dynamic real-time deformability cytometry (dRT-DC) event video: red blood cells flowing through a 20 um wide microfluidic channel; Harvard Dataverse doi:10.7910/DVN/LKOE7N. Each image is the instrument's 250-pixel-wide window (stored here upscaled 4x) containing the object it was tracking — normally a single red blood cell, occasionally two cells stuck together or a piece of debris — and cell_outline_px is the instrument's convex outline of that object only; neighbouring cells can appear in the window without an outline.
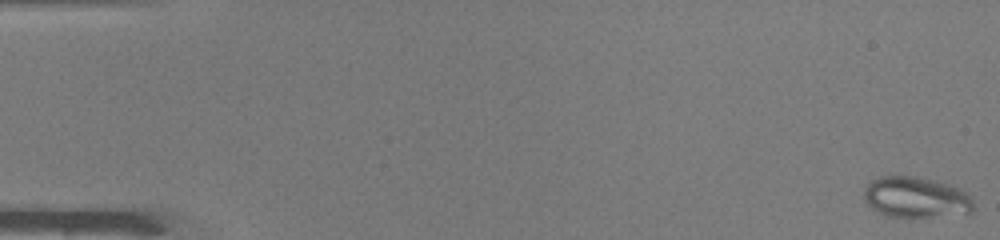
{"species": "common noctule bat (a hibernating species)", "species_latin": "Nyctalus noctula", "temperature_condition": "warm", "stored_images_in_passage": 51, "camera_frame_rate_fps": 3000, "um_per_image_px": 0.085, "animal": {"sex": "male", "body_mass_g": 19.0, "forearm_length_mm": 50.8}, "frame": {"image": 1, "passage_image": 1, "time_ms": 0.0, "image_size_px": [1000, 240], "cell_outline_px": [[976, 208], [972, 212], [908, 220], [884, 216], [872, 208], [864, 200], [864, 188], [872, 180], [880, 176], [916, 176], [936, 180], [960, 188], [972, 196]], "centroid_in_image_um": [77.87, 16.81], "position_along_channel_um": 7.1, "area_um2": 27.11}}
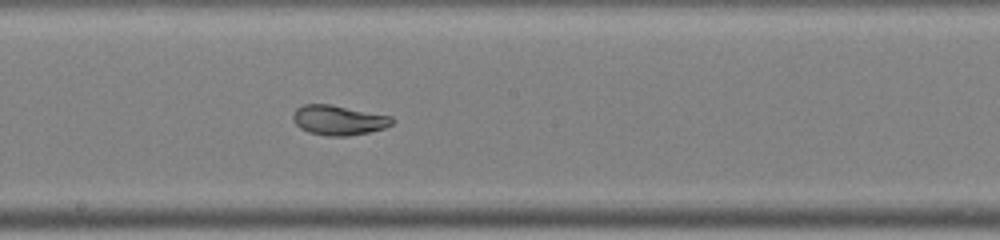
{"frame": {"image": 2, "passage_image": 28, "time_ms": 9.0, "image_size_px": [1000, 240], "cell_outline_px": [[396, 120], [392, 124], [384, 128], [368, 132], [348, 136], [328, 136], [308, 132], [300, 128], [292, 120], [292, 112], [296, 108], [304, 104], [332, 104], [392, 116]], "centroid_in_image_um": [28.77, 10.2], "position_along_channel_um": 219.4, "area_um2": 17.46}}
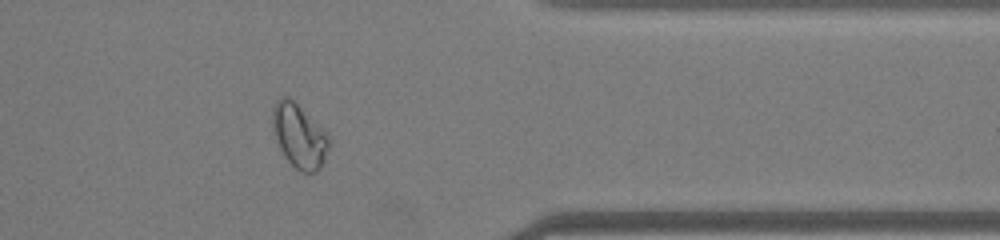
{"frame": {"image": 3, "passage_image": 41, "time_ms": 13.333, "image_size_px": [1000, 240], "cell_outline_px": [[328, 148], [324, 160], [320, 168], [316, 172], [300, 172], [284, 156], [276, 140], [272, 128], [272, 108], [276, 100], [280, 96], [288, 96], [324, 132], [328, 140]], "centroid_in_image_um": [25.37, 11.56], "position_along_channel_um": 386.0, "area_um2": 20.4}, "authors_computed_cell_mechanics": {"area_um2": 22.1374, "velocity_mm_per_s": 4.1043, "shape_relaxation_time_tau1_ms": 6.2812, "shape_relaxation_time_tau2_ms": null, "deformation_change_tau1": 0.1675, "deformation_change_tau2": null}}